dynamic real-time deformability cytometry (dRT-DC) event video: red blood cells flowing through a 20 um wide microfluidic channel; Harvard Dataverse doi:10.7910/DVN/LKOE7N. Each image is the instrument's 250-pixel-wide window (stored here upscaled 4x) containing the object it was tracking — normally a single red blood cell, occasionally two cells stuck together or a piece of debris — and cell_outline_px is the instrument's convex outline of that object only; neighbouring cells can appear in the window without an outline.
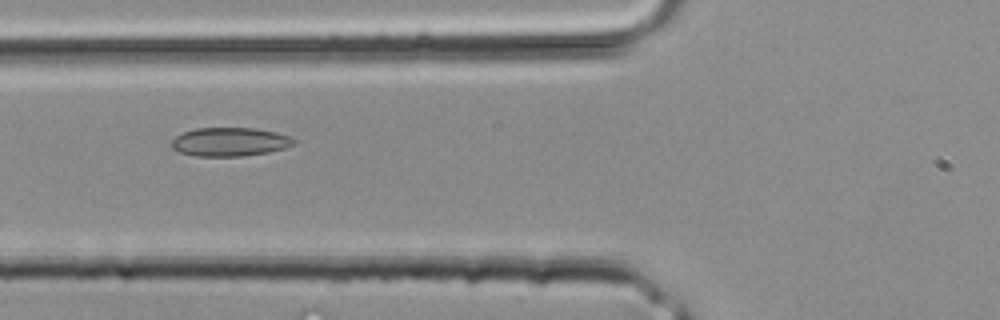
{"species": "common noctule bat (a hibernating species)", "species_latin": "Nyctalus noctula", "temperature_condition": "room temperature", "stored_images_in_passage": 27, "camera_frame_rate_fps": 3000, "um_per_image_px": 0.085, "animal": {"sex": "male", "body_mass_g": 20.4}, "frame": {"image": 1, "passage_image": 6, "time_ms": 1.667, "image_size_px": [1000, 320], "cell_outline_px": [[296, 144], [284, 148], [268, 152], [240, 156], [196, 156], [180, 152], [172, 148], [172, 140], [176, 136], [184, 132], [196, 128], [256, 128], [276, 132], [292, 136], [296, 140]], "centroid_in_image_um": [19.58, 12.05], "position_along_channel_um": 106.2, "area_um2": 20.46}}
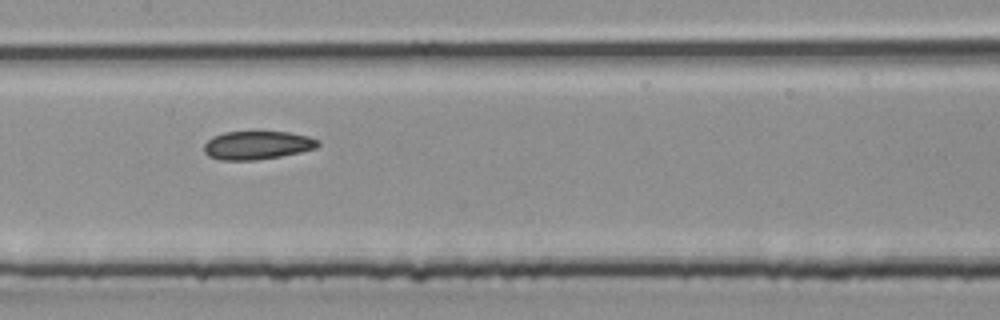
{"frame": {"image": 2, "passage_image": 10, "time_ms": 3.0, "image_size_px": [1000, 320], "cell_outline_px": [[320, 144], [316, 148], [300, 152], [280, 156], [256, 160], [220, 160], [208, 156], [204, 152], [204, 144], [212, 136], [224, 132], [288, 132], [308, 136], [320, 140]], "centroid_in_image_um": [21.85, 12.34], "position_along_channel_um": 185.5, "area_um2": 18.9}}
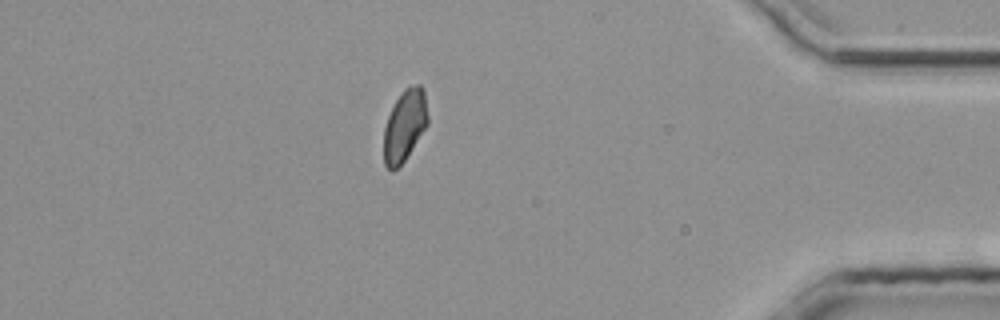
{"frame": {"image": 3, "passage_image": 23, "time_ms": 7.333, "image_size_px": [1000, 320], "cell_outline_px": [[428, 124], [404, 160], [392, 172], [384, 164], [384, 128], [388, 116], [396, 100], [404, 88], [412, 84], [420, 84], [424, 88], [428, 116]], "centroid_in_image_um": [34.4, 10.63], "position_along_channel_um": 400.8, "area_um2": 18.26}}